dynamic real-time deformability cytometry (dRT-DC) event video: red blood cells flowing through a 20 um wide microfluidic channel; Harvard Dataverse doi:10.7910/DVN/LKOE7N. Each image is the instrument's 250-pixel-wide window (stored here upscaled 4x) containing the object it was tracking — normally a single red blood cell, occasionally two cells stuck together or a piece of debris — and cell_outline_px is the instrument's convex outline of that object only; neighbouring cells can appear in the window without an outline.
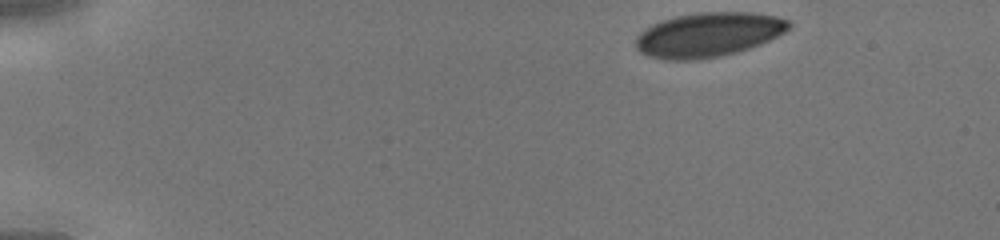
{"species": "human", "species_latin": "Homo sapiens", "temperature_condition": "cold", "stored_images_in_passage": 39, "camera_frame_rate_fps": 3000, "um_per_image_px": 0.085, "donor": {"sex": "male"}, "frame": {"image": 1, "passage_image": 1, "time_ms": 0.0, "image_size_px": [1000, 240], "cell_outline_px": [[792, 28], [760, 44], [736, 52], [720, 56], [692, 60], [668, 60], [648, 56], [640, 52], [636, 48], [636, 36], [640, 32], [652, 24], [660, 20], [676, 16], [696, 12], [752, 12], [776, 16], [788, 20], [792, 24]], "centroid_in_image_um": [60.2, 2.94], "position_along_channel_um": 24.8, "area_um2": 39.71}}
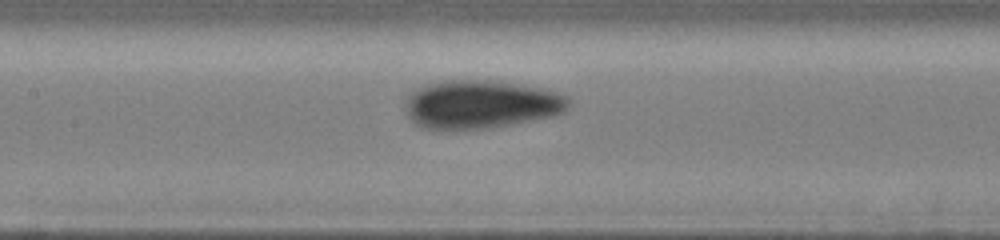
{"frame": {"image": 2, "passage_image": 17, "time_ms": 5.333, "image_size_px": [1000, 240], "cell_outline_px": [[568, 108], [564, 112], [552, 116], [488, 128], [448, 132], [440, 132], [420, 128], [412, 124], [404, 108], [404, 100], [408, 92], [416, 88], [440, 80], [488, 80], [520, 84], [540, 88], [556, 92], [568, 96]], "centroid_in_image_um": [40.73, 8.9], "position_along_channel_um": 166.7, "area_um2": 47.22}}
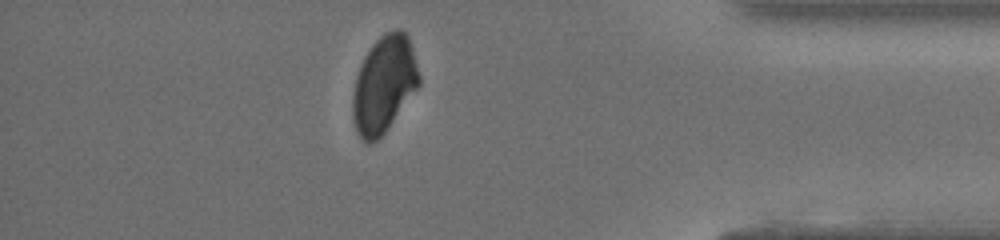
{"frame": {"image": 3, "passage_image": 34, "time_ms": 11.0, "image_size_px": [1000, 240], "cell_outline_px": [[420, 84], [384, 132], [372, 144], [364, 144], [360, 140], [356, 132], [352, 116], [352, 92], [356, 76], [364, 56], [372, 44], [384, 32], [396, 28], [400, 28], [408, 36], [412, 48], [420, 76]], "centroid_in_image_um": [32.6, 7.17], "position_along_channel_um": 402.6, "area_um2": 37.51}}